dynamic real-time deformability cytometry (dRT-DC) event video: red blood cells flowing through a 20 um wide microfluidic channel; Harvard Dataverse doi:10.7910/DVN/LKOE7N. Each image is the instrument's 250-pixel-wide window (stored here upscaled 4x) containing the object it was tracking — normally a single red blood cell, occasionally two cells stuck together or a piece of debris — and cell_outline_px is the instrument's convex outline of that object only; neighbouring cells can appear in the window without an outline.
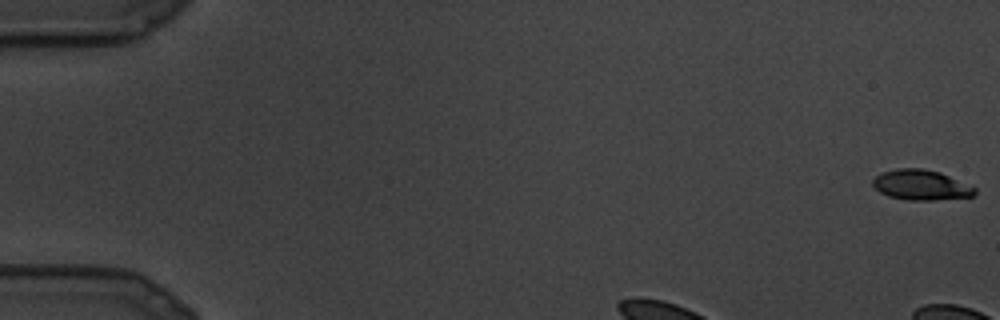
{"species": "common noctule bat (a hibernating species)", "species_latin": "Nyctalus noctula", "temperature_condition": "cold", "stored_images_in_passage": 6, "camera_frame_rate_fps": 3000, "um_per_image_px": 0.085, "animal": {"sex": "male", "body_mass_g": 19.5, "forearm_length_mm": 54.6}, "frame": {"image": 1, "passage_image": 1, "time_ms": 0.0, "image_size_px": [1000, 320], "cell_outline_px": [[976, 192], [972, 196], [936, 200], [908, 200], [888, 196], [880, 192], [872, 184], [872, 180], [876, 176], [884, 172], [896, 168], [920, 168], [940, 172], [976, 188]], "centroid_in_image_um": [78.27, 15.72], "position_along_channel_um": 6.7, "area_um2": 17.8}}